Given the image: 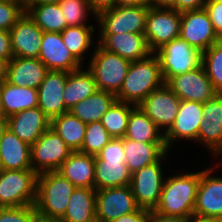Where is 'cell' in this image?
<instances>
[{"mask_svg": "<svg viewBox=\"0 0 222 222\" xmlns=\"http://www.w3.org/2000/svg\"><path fill=\"white\" fill-rule=\"evenodd\" d=\"M200 171L176 173L165 179L158 205L153 210L166 216H193Z\"/></svg>", "mask_w": 222, "mask_h": 222, "instance_id": "1", "label": "cell"}, {"mask_svg": "<svg viewBox=\"0 0 222 222\" xmlns=\"http://www.w3.org/2000/svg\"><path fill=\"white\" fill-rule=\"evenodd\" d=\"M159 59L155 53L132 61L117 100L138 106L151 92L164 84Z\"/></svg>", "mask_w": 222, "mask_h": 222, "instance_id": "2", "label": "cell"}, {"mask_svg": "<svg viewBox=\"0 0 222 222\" xmlns=\"http://www.w3.org/2000/svg\"><path fill=\"white\" fill-rule=\"evenodd\" d=\"M76 187L57 171L38 174L35 208L39 218L59 221Z\"/></svg>", "mask_w": 222, "mask_h": 222, "instance_id": "3", "label": "cell"}, {"mask_svg": "<svg viewBox=\"0 0 222 222\" xmlns=\"http://www.w3.org/2000/svg\"><path fill=\"white\" fill-rule=\"evenodd\" d=\"M86 67L92 72L98 90L117 95L124 83L130 61L103 49L98 43L93 47Z\"/></svg>", "mask_w": 222, "mask_h": 222, "instance_id": "4", "label": "cell"}, {"mask_svg": "<svg viewBox=\"0 0 222 222\" xmlns=\"http://www.w3.org/2000/svg\"><path fill=\"white\" fill-rule=\"evenodd\" d=\"M38 174L33 169L0 170V208L34 205Z\"/></svg>", "mask_w": 222, "mask_h": 222, "instance_id": "5", "label": "cell"}, {"mask_svg": "<svg viewBox=\"0 0 222 222\" xmlns=\"http://www.w3.org/2000/svg\"><path fill=\"white\" fill-rule=\"evenodd\" d=\"M166 83L173 76L192 71L202 65V52L181 37L174 38L155 52Z\"/></svg>", "mask_w": 222, "mask_h": 222, "instance_id": "6", "label": "cell"}, {"mask_svg": "<svg viewBox=\"0 0 222 222\" xmlns=\"http://www.w3.org/2000/svg\"><path fill=\"white\" fill-rule=\"evenodd\" d=\"M148 10L149 6H115L104 10L96 16L97 33L144 34Z\"/></svg>", "mask_w": 222, "mask_h": 222, "instance_id": "7", "label": "cell"}, {"mask_svg": "<svg viewBox=\"0 0 222 222\" xmlns=\"http://www.w3.org/2000/svg\"><path fill=\"white\" fill-rule=\"evenodd\" d=\"M166 152L156 163L137 170L131 175V188L136 203L140 208L154 210L159 203L161 191L166 179L163 175L164 160L168 158Z\"/></svg>", "mask_w": 222, "mask_h": 222, "instance_id": "8", "label": "cell"}, {"mask_svg": "<svg viewBox=\"0 0 222 222\" xmlns=\"http://www.w3.org/2000/svg\"><path fill=\"white\" fill-rule=\"evenodd\" d=\"M73 151L51 128L31 145V167L37 173L57 171Z\"/></svg>", "mask_w": 222, "mask_h": 222, "instance_id": "9", "label": "cell"}, {"mask_svg": "<svg viewBox=\"0 0 222 222\" xmlns=\"http://www.w3.org/2000/svg\"><path fill=\"white\" fill-rule=\"evenodd\" d=\"M180 28L181 12L172 8L149 7L144 35L153 53L162 45L180 37Z\"/></svg>", "mask_w": 222, "mask_h": 222, "instance_id": "10", "label": "cell"}, {"mask_svg": "<svg viewBox=\"0 0 222 222\" xmlns=\"http://www.w3.org/2000/svg\"><path fill=\"white\" fill-rule=\"evenodd\" d=\"M221 164L219 162L213 168L211 166L200 171L194 216L222 220V175L216 177L213 174Z\"/></svg>", "mask_w": 222, "mask_h": 222, "instance_id": "11", "label": "cell"}, {"mask_svg": "<svg viewBox=\"0 0 222 222\" xmlns=\"http://www.w3.org/2000/svg\"><path fill=\"white\" fill-rule=\"evenodd\" d=\"M180 102V98L164 83L151 92L138 106L165 134L177 116Z\"/></svg>", "mask_w": 222, "mask_h": 222, "instance_id": "12", "label": "cell"}, {"mask_svg": "<svg viewBox=\"0 0 222 222\" xmlns=\"http://www.w3.org/2000/svg\"><path fill=\"white\" fill-rule=\"evenodd\" d=\"M138 208L130 185L96 191L97 222H112Z\"/></svg>", "mask_w": 222, "mask_h": 222, "instance_id": "13", "label": "cell"}, {"mask_svg": "<svg viewBox=\"0 0 222 222\" xmlns=\"http://www.w3.org/2000/svg\"><path fill=\"white\" fill-rule=\"evenodd\" d=\"M180 37L202 53L221 40L204 8L181 12Z\"/></svg>", "mask_w": 222, "mask_h": 222, "instance_id": "14", "label": "cell"}, {"mask_svg": "<svg viewBox=\"0 0 222 222\" xmlns=\"http://www.w3.org/2000/svg\"><path fill=\"white\" fill-rule=\"evenodd\" d=\"M203 120V103L181 101L173 124L164 134V141L168 151H171L172 145H175L179 139L197 143L199 125Z\"/></svg>", "mask_w": 222, "mask_h": 222, "instance_id": "15", "label": "cell"}, {"mask_svg": "<svg viewBox=\"0 0 222 222\" xmlns=\"http://www.w3.org/2000/svg\"><path fill=\"white\" fill-rule=\"evenodd\" d=\"M166 84L181 101L205 103L218 94L203 65L184 74L173 76Z\"/></svg>", "mask_w": 222, "mask_h": 222, "instance_id": "16", "label": "cell"}, {"mask_svg": "<svg viewBox=\"0 0 222 222\" xmlns=\"http://www.w3.org/2000/svg\"><path fill=\"white\" fill-rule=\"evenodd\" d=\"M204 120L199 125L198 142L218 158L222 155V94L203 103Z\"/></svg>", "mask_w": 222, "mask_h": 222, "instance_id": "17", "label": "cell"}, {"mask_svg": "<svg viewBox=\"0 0 222 222\" xmlns=\"http://www.w3.org/2000/svg\"><path fill=\"white\" fill-rule=\"evenodd\" d=\"M39 59L48 71L71 72L83 66L65 46L58 32H43Z\"/></svg>", "mask_w": 222, "mask_h": 222, "instance_id": "18", "label": "cell"}, {"mask_svg": "<svg viewBox=\"0 0 222 222\" xmlns=\"http://www.w3.org/2000/svg\"><path fill=\"white\" fill-rule=\"evenodd\" d=\"M67 77L65 71H48L38 87V107L50 119L69 112L63 99Z\"/></svg>", "mask_w": 222, "mask_h": 222, "instance_id": "19", "label": "cell"}, {"mask_svg": "<svg viewBox=\"0 0 222 222\" xmlns=\"http://www.w3.org/2000/svg\"><path fill=\"white\" fill-rule=\"evenodd\" d=\"M97 43L106 51L118 54L130 62L143 59L153 53L144 34H98Z\"/></svg>", "mask_w": 222, "mask_h": 222, "instance_id": "20", "label": "cell"}, {"mask_svg": "<svg viewBox=\"0 0 222 222\" xmlns=\"http://www.w3.org/2000/svg\"><path fill=\"white\" fill-rule=\"evenodd\" d=\"M9 33L13 57L39 58L43 31L26 12Z\"/></svg>", "mask_w": 222, "mask_h": 222, "instance_id": "21", "label": "cell"}, {"mask_svg": "<svg viewBox=\"0 0 222 222\" xmlns=\"http://www.w3.org/2000/svg\"><path fill=\"white\" fill-rule=\"evenodd\" d=\"M50 124L51 119L39 107L8 117V128L30 146L50 128Z\"/></svg>", "mask_w": 222, "mask_h": 222, "instance_id": "22", "label": "cell"}, {"mask_svg": "<svg viewBox=\"0 0 222 222\" xmlns=\"http://www.w3.org/2000/svg\"><path fill=\"white\" fill-rule=\"evenodd\" d=\"M47 72L39 58L13 57L7 63L6 81L18 87L38 89Z\"/></svg>", "mask_w": 222, "mask_h": 222, "instance_id": "23", "label": "cell"}, {"mask_svg": "<svg viewBox=\"0 0 222 222\" xmlns=\"http://www.w3.org/2000/svg\"><path fill=\"white\" fill-rule=\"evenodd\" d=\"M30 152L31 146L8 128L0 138V169H32Z\"/></svg>", "mask_w": 222, "mask_h": 222, "instance_id": "24", "label": "cell"}, {"mask_svg": "<svg viewBox=\"0 0 222 222\" xmlns=\"http://www.w3.org/2000/svg\"><path fill=\"white\" fill-rule=\"evenodd\" d=\"M75 187L94 188L95 156L74 151L57 170Z\"/></svg>", "mask_w": 222, "mask_h": 222, "instance_id": "25", "label": "cell"}, {"mask_svg": "<svg viewBox=\"0 0 222 222\" xmlns=\"http://www.w3.org/2000/svg\"><path fill=\"white\" fill-rule=\"evenodd\" d=\"M125 163L130 173L156 163L166 152H169L165 142L141 143L123 138Z\"/></svg>", "mask_w": 222, "mask_h": 222, "instance_id": "26", "label": "cell"}, {"mask_svg": "<svg viewBox=\"0 0 222 222\" xmlns=\"http://www.w3.org/2000/svg\"><path fill=\"white\" fill-rule=\"evenodd\" d=\"M96 189L76 187L60 222H97Z\"/></svg>", "mask_w": 222, "mask_h": 222, "instance_id": "27", "label": "cell"}, {"mask_svg": "<svg viewBox=\"0 0 222 222\" xmlns=\"http://www.w3.org/2000/svg\"><path fill=\"white\" fill-rule=\"evenodd\" d=\"M131 175L125 160H98L95 157L96 190L130 185Z\"/></svg>", "mask_w": 222, "mask_h": 222, "instance_id": "28", "label": "cell"}, {"mask_svg": "<svg viewBox=\"0 0 222 222\" xmlns=\"http://www.w3.org/2000/svg\"><path fill=\"white\" fill-rule=\"evenodd\" d=\"M4 116L38 107V89L18 87L6 80L0 84Z\"/></svg>", "mask_w": 222, "mask_h": 222, "instance_id": "29", "label": "cell"}, {"mask_svg": "<svg viewBox=\"0 0 222 222\" xmlns=\"http://www.w3.org/2000/svg\"><path fill=\"white\" fill-rule=\"evenodd\" d=\"M97 90L94 76L88 68L82 66L80 69L68 72L63 92L66 108L69 110L80 101H84L90 95H93Z\"/></svg>", "mask_w": 222, "mask_h": 222, "instance_id": "30", "label": "cell"}, {"mask_svg": "<svg viewBox=\"0 0 222 222\" xmlns=\"http://www.w3.org/2000/svg\"><path fill=\"white\" fill-rule=\"evenodd\" d=\"M117 101L115 94L97 90L84 101H80L69 109V112L84 123L101 121L102 116Z\"/></svg>", "mask_w": 222, "mask_h": 222, "instance_id": "31", "label": "cell"}, {"mask_svg": "<svg viewBox=\"0 0 222 222\" xmlns=\"http://www.w3.org/2000/svg\"><path fill=\"white\" fill-rule=\"evenodd\" d=\"M124 138L141 143L165 142L164 134L139 106L130 111Z\"/></svg>", "mask_w": 222, "mask_h": 222, "instance_id": "32", "label": "cell"}, {"mask_svg": "<svg viewBox=\"0 0 222 222\" xmlns=\"http://www.w3.org/2000/svg\"><path fill=\"white\" fill-rule=\"evenodd\" d=\"M50 128L55 131L74 152L80 151L86 132V123L70 112L51 119Z\"/></svg>", "mask_w": 222, "mask_h": 222, "instance_id": "33", "label": "cell"}, {"mask_svg": "<svg viewBox=\"0 0 222 222\" xmlns=\"http://www.w3.org/2000/svg\"><path fill=\"white\" fill-rule=\"evenodd\" d=\"M95 32V26L84 25L68 26L61 32L65 46L82 65H84V59H86L88 52L93 49V43L96 44L93 42L96 41L93 38V35H96Z\"/></svg>", "mask_w": 222, "mask_h": 222, "instance_id": "34", "label": "cell"}, {"mask_svg": "<svg viewBox=\"0 0 222 222\" xmlns=\"http://www.w3.org/2000/svg\"><path fill=\"white\" fill-rule=\"evenodd\" d=\"M25 10L43 32L61 33L67 28V23L58 3L25 5Z\"/></svg>", "mask_w": 222, "mask_h": 222, "instance_id": "35", "label": "cell"}, {"mask_svg": "<svg viewBox=\"0 0 222 222\" xmlns=\"http://www.w3.org/2000/svg\"><path fill=\"white\" fill-rule=\"evenodd\" d=\"M134 107L135 105L117 100L102 116L100 122L112 138H124L130 111Z\"/></svg>", "mask_w": 222, "mask_h": 222, "instance_id": "36", "label": "cell"}, {"mask_svg": "<svg viewBox=\"0 0 222 222\" xmlns=\"http://www.w3.org/2000/svg\"><path fill=\"white\" fill-rule=\"evenodd\" d=\"M202 65L216 92L222 94V39L202 53Z\"/></svg>", "mask_w": 222, "mask_h": 222, "instance_id": "37", "label": "cell"}, {"mask_svg": "<svg viewBox=\"0 0 222 222\" xmlns=\"http://www.w3.org/2000/svg\"><path fill=\"white\" fill-rule=\"evenodd\" d=\"M59 6L62 10L64 19L68 26H94L86 24L87 17L93 15L96 20V14L91 10L87 0H61ZM87 20V21H86Z\"/></svg>", "mask_w": 222, "mask_h": 222, "instance_id": "38", "label": "cell"}, {"mask_svg": "<svg viewBox=\"0 0 222 222\" xmlns=\"http://www.w3.org/2000/svg\"><path fill=\"white\" fill-rule=\"evenodd\" d=\"M111 139L100 121L87 123L80 152L96 156Z\"/></svg>", "mask_w": 222, "mask_h": 222, "instance_id": "39", "label": "cell"}, {"mask_svg": "<svg viewBox=\"0 0 222 222\" xmlns=\"http://www.w3.org/2000/svg\"><path fill=\"white\" fill-rule=\"evenodd\" d=\"M25 12L24 0H0V29L10 31Z\"/></svg>", "mask_w": 222, "mask_h": 222, "instance_id": "40", "label": "cell"}, {"mask_svg": "<svg viewBox=\"0 0 222 222\" xmlns=\"http://www.w3.org/2000/svg\"><path fill=\"white\" fill-rule=\"evenodd\" d=\"M39 215L34 205L0 208V222H37Z\"/></svg>", "mask_w": 222, "mask_h": 222, "instance_id": "41", "label": "cell"}, {"mask_svg": "<svg viewBox=\"0 0 222 222\" xmlns=\"http://www.w3.org/2000/svg\"><path fill=\"white\" fill-rule=\"evenodd\" d=\"M95 157L98 160H125L123 138H112Z\"/></svg>", "mask_w": 222, "mask_h": 222, "instance_id": "42", "label": "cell"}, {"mask_svg": "<svg viewBox=\"0 0 222 222\" xmlns=\"http://www.w3.org/2000/svg\"><path fill=\"white\" fill-rule=\"evenodd\" d=\"M204 9L209 15L216 34L222 39V0H207Z\"/></svg>", "mask_w": 222, "mask_h": 222, "instance_id": "43", "label": "cell"}, {"mask_svg": "<svg viewBox=\"0 0 222 222\" xmlns=\"http://www.w3.org/2000/svg\"><path fill=\"white\" fill-rule=\"evenodd\" d=\"M0 58L9 62L13 58L10 33L0 29Z\"/></svg>", "mask_w": 222, "mask_h": 222, "instance_id": "44", "label": "cell"}, {"mask_svg": "<svg viewBox=\"0 0 222 222\" xmlns=\"http://www.w3.org/2000/svg\"><path fill=\"white\" fill-rule=\"evenodd\" d=\"M150 214V210L139 207L136 211L123 215L112 222H148Z\"/></svg>", "mask_w": 222, "mask_h": 222, "instance_id": "45", "label": "cell"}, {"mask_svg": "<svg viewBox=\"0 0 222 222\" xmlns=\"http://www.w3.org/2000/svg\"><path fill=\"white\" fill-rule=\"evenodd\" d=\"M207 0H175V10L184 12L204 8Z\"/></svg>", "mask_w": 222, "mask_h": 222, "instance_id": "46", "label": "cell"}, {"mask_svg": "<svg viewBox=\"0 0 222 222\" xmlns=\"http://www.w3.org/2000/svg\"><path fill=\"white\" fill-rule=\"evenodd\" d=\"M91 10L96 16L107 9H111L116 6V0H87Z\"/></svg>", "mask_w": 222, "mask_h": 222, "instance_id": "47", "label": "cell"}, {"mask_svg": "<svg viewBox=\"0 0 222 222\" xmlns=\"http://www.w3.org/2000/svg\"><path fill=\"white\" fill-rule=\"evenodd\" d=\"M148 222H188V219L178 216H166L152 210Z\"/></svg>", "mask_w": 222, "mask_h": 222, "instance_id": "48", "label": "cell"}, {"mask_svg": "<svg viewBox=\"0 0 222 222\" xmlns=\"http://www.w3.org/2000/svg\"><path fill=\"white\" fill-rule=\"evenodd\" d=\"M116 6H149L150 0H116Z\"/></svg>", "mask_w": 222, "mask_h": 222, "instance_id": "49", "label": "cell"}, {"mask_svg": "<svg viewBox=\"0 0 222 222\" xmlns=\"http://www.w3.org/2000/svg\"><path fill=\"white\" fill-rule=\"evenodd\" d=\"M150 7L175 9V0H150Z\"/></svg>", "mask_w": 222, "mask_h": 222, "instance_id": "50", "label": "cell"}, {"mask_svg": "<svg viewBox=\"0 0 222 222\" xmlns=\"http://www.w3.org/2000/svg\"><path fill=\"white\" fill-rule=\"evenodd\" d=\"M61 0H24L25 5L56 4Z\"/></svg>", "mask_w": 222, "mask_h": 222, "instance_id": "51", "label": "cell"}, {"mask_svg": "<svg viewBox=\"0 0 222 222\" xmlns=\"http://www.w3.org/2000/svg\"><path fill=\"white\" fill-rule=\"evenodd\" d=\"M7 61L0 58V84L6 80Z\"/></svg>", "mask_w": 222, "mask_h": 222, "instance_id": "52", "label": "cell"}, {"mask_svg": "<svg viewBox=\"0 0 222 222\" xmlns=\"http://www.w3.org/2000/svg\"><path fill=\"white\" fill-rule=\"evenodd\" d=\"M188 222H222V220L215 218L197 217L193 215L190 219H188Z\"/></svg>", "mask_w": 222, "mask_h": 222, "instance_id": "53", "label": "cell"}, {"mask_svg": "<svg viewBox=\"0 0 222 222\" xmlns=\"http://www.w3.org/2000/svg\"><path fill=\"white\" fill-rule=\"evenodd\" d=\"M7 129H8V117L0 116V138Z\"/></svg>", "mask_w": 222, "mask_h": 222, "instance_id": "54", "label": "cell"}, {"mask_svg": "<svg viewBox=\"0 0 222 222\" xmlns=\"http://www.w3.org/2000/svg\"><path fill=\"white\" fill-rule=\"evenodd\" d=\"M0 116H4L3 105H2V100H1V93H0Z\"/></svg>", "mask_w": 222, "mask_h": 222, "instance_id": "55", "label": "cell"}, {"mask_svg": "<svg viewBox=\"0 0 222 222\" xmlns=\"http://www.w3.org/2000/svg\"><path fill=\"white\" fill-rule=\"evenodd\" d=\"M37 222H60V221H55V220H44L39 218V220Z\"/></svg>", "mask_w": 222, "mask_h": 222, "instance_id": "56", "label": "cell"}]
</instances>
